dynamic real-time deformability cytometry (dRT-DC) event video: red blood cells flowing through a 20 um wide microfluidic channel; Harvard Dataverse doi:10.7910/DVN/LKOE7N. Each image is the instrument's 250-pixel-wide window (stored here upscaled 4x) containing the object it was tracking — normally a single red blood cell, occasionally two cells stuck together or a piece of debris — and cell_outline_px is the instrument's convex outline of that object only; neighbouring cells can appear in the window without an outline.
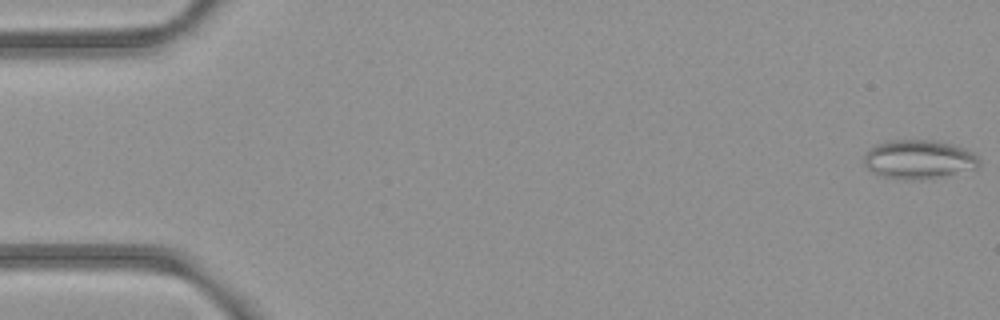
{"species": "common noctule bat (a hibernating species)", "species_latin": "Nyctalus noctula", "temperature_condition": "room temperature", "stored_images_in_passage": 53, "camera_frame_rate_fps": 3000, "um_per_image_px": 0.085, "animal": {"sex": "female", "body_mass_g": 21.9}, "frame": {"image": 1, "passage_image": 1, "time_ms": 0.0, "image_size_px": [1000, 320], "cell_outline_px": [[980, 164], [976, 168], [940, 176], [912, 180], [908, 180], [884, 176], [872, 172], [864, 164], [864, 156], [876, 144], [888, 140], [936, 140], [952, 144], [964, 148], [972, 152], [980, 160]], "centroid_in_image_um": [78.09, 13.53], "position_along_channel_um": 6.9, "area_um2": 25.78}}
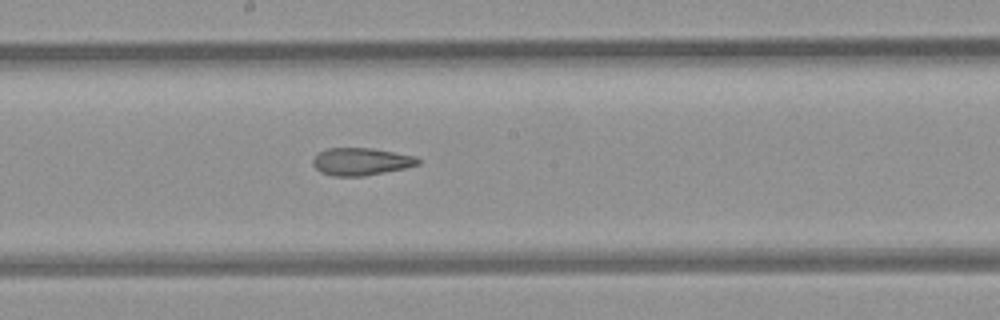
{"frame": {"image": 2, "passage_image": 29, "time_ms": 9.333, "image_size_px": [1000, 320], "cell_outline_px": [[420, 164], [404, 168], [364, 176], [332, 176], [320, 172], [312, 164], [312, 160], [320, 152], [328, 148], [372, 148], [416, 156], [420, 160]], "centroid_in_image_um": [30.69, 13.73], "position_along_channel_um": 217.5, "area_um2": 16.76}}
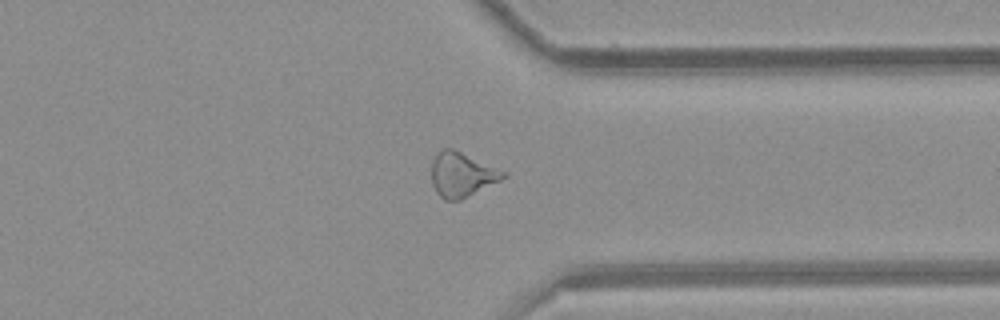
{"frame": {"image": 3, "passage_image": 41, "time_ms": 13.333, "image_size_px": [1000, 320], "cell_outline_px": [[508, 176], [460, 200], [444, 200], [436, 192], [432, 184], [432, 160], [444, 148], [452, 148], [508, 172]], "centroid_in_image_um": [39.27, 14.84], "position_along_channel_um": 372.1, "area_um2": 18.44}, "authors_computed_cell_mechanics": {"area_um2": 19.4786, "velocity_mm_per_s": 3.9418, "shape_relaxation_time_tau1_ms": null, "shape_relaxation_time_tau2_ms": 3.4677, "deformation_change_tau1": null, "deformation_change_tau2": 0.1367}}